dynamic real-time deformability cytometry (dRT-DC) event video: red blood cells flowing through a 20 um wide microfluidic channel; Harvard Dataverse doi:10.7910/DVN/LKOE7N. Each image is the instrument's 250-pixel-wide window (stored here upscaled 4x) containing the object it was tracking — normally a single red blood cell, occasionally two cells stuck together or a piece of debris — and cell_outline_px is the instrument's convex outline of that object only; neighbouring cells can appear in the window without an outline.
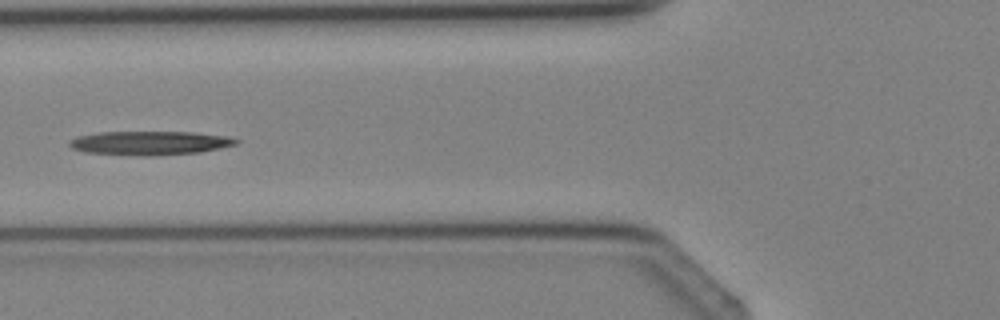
{"species": "Egyptian fruit bat (a non-hibernating species)", "species_latin": "Rousettus aegyptiacus", "temperature_condition": "cold", "stored_images_in_passage": 5, "camera_frame_rate_fps": 3000, "um_per_image_px": 0.085, "animal": {"sex": "female"}, "frame": {"image": 1, "passage_image": 5, "time_ms": 4.667, "image_size_px": [1000, 320], "cell_outline_px": [[240, 140], [236, 144], [200, 152], [144, 156], [84, 152], [72, 148], [68, 144], [68, 140], [76, 136], [100, 132], [196, 132], [228, 136]], "centroid_in_image_um": [12.7, 12.14], "position_along_channel_um": 113.1, "area_um2": 23.18}}